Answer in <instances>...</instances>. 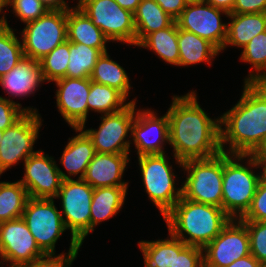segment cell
<instances>
[{
	"label": "cell",
	"instance_id": "obj_1",
	"mask_svg": "<svg viewBox=\"0 0 266 267\" xmlns=\"http://www.w3.org/2000/svg\"><path fill=\"white\" fill-rule=\"evenodd\" d=\"M167 110L169 145L175 165L213 157L221 152L220 116L211 118L198 102L196 90L184 95H173ZM204 109V110H203Z\"/></svg>",
	"mask_w": 266,
	"mask_h": 267
},
{
	"label": "cell",
	"instance_id": "obj_2",
	"mask_svg": "<svg viewBox=\"0 0 266 267\" xmlns=\"http://www.w3.org/2000/svg\"><path fill=\"white\" fill-rule=\"evenodd\" d=\"M220 130L222 152L253 155L259 149L266 139V82H243L240 99L220 115Z\"/></svg>",
	"mask_w": 266,
	"mask_h": 267
},
{
	"label": "cell",
	"instance_id": "obj_3",
	"mask_svg": "<svg viewBox=\"0 0 266 267\" xmlns=\"http://www.w3.org/2000/svg\"><path fill=\"white\" fill-rule=\"evenodd\" d=\"M232 218L221 208L181 197L163 217L167 230L186 245L204 248Z\"/></svg>",
	"mask_w": 266,
	"mask_h": 267
},
{
	"label": "cell",
	"instance_id": "obj_4",
	"mask_svg": "<svg viewBox=\"0 0 266 267\" xmlns=\"http://www.w3.org/2000/svg\"><path fill=\"white\" fill-rule=\"evenodd\" d=\"M261 177L260 163L253 155L223 152L222 209L232 219L247 212Z\"/></svg>",
	"mask_w": 266,
	"mask_h": 267
},
{
	"label": "cell",
	"instance_id": "obj_5",
	"mask_svg": "<svg viewBox=\"0 0 266 267\" xmlns=\"http://www.w3.org/2000/svg\"><path fill=\"white\" fill-rule=\"evenodd\" d=\"M167 154L137 157L142 186L145 188L148 199L158 208L162 218L182 197V185L176 187L178 184L176 181L181 177L175 175V170Z\"/></svg>",
	"mask_w": 266,
	"mask_h": 267
},
{
	"label": "cell",
	"instance_id": "obj_6",
	"mask_svg": "<svg viewBox=\"0 0 266 267\" xmlns=\"http://www.w3.org/2000/svg\"><path fill=\"white\" fill-rule=\"evenodd\" d=\"M182 197L222 208L223 152L183 162Z\"/></svg>",
	"mask_w": 266,
	"mask_h": 267
},
{
	"label": "cell",
	"instance_id": "obj_7",
	"mask_svg": "<svg viewBox=\"0 0 266 267\" xmlns=\"http://www.w3.org/2000/svg\"><path fill=\"white\" fill-rule=\"evenodd\" d=\"M94 189L83 179L62 180L54 198L60 200L64 225L70 231V246H82L90 234V208Z\"/></svg>",
	"mask_w": 266,
	"mask_h": 267
},
{
	"label": "cell",
	"instance_id": "obj_8",
	"mask_svg": "<svg viewBox=\"0 0 266 267\" xmlns=\"http://www.w3.org/2000/svg\"><path fill=\"white\" fill-rule=\"evenodd\" d=\"M19 34L24 56L40 61L67 40V10H49Z\"/></svg>",
	"mask_w": 266,
	"mask_h": 267
},
{
	"label": "cell",
	"instance_id": "obj_9",
	"mask_svg": "<svg viewBox=\"0 0 266 267\" xmlns=\"http://www.w3.org/2000/svg\"><path fill=\"white\" fill-rule=\"evenodd\" d=\"M76 4L110 42L136 47V27L132 12L115 0H76Z\"/></svg>",
	"mask_w": 266,
	"mask_h": 267
},
{
	"label": "cell",
	"instance_id": "obj_10",
	"mask_svg": "<svg viewBox=\"0 0 266 267\" xmlns=\"http://www.w3.org/2000/svg\"><path fill=\"white\" fill-rule=\"evenodd\" d=\"M137 102H130L124 109L100 115L97 129L81 126L91 139L96 153L129 154L131 151L132 123L136 115Z\"/></svg>",
	"mask_w": 266,
	"mask_h": 267
},
{
	"label": "cell",
	"instance_id": "obj_11",
	"mask_svg": "<svg viewBox=\"0 0 266 267\" xmlns=\"http://www.w3.org/2000/svg\"><path fill=\"white\" fill-rule=\"evenodd\" d=\"M22 218L44 254H56V243L67 231L54 199L29 197Z\"/></svg>",
	"mask_w": 266,
	"mask_h": 267
},
{
	"label": "cell",
	"instance_id": "obj_12",
	"mask_svg": "<svg viewBox=\"0 0 266 267\" xmlns=\"http://www.w3.org/2000/svg\"><path fill=\"white\" fill-rule=\"evenodd\" d=\"M43 121L41 114L26 112L4 131L0 142V176L36 152L34 145Z\"/></svg>",
	"mask_w": 266,
	"mask_h": 267
},
{
	"label": "cell",
	"instance_id": "obj_13",
	"mask_svg": "<svg viewBox=\"0 0 266 267\" xmlns=\"http://www.w3.org/2000/svg\"><path fill=\"white\" fill-rule=\"evenodd\" d=\"M223 15L227 18L229 13L211 6L205 0H199L188 2L175 21L179 29L208 40L223 53L227 37V22H223Z\"/></svg>",
	"mask_w": 266,
	"mask_h": 267
},
{
	"label": "cell",
	"instance_id": "obj_14",
	"mask_svg": "<svg viewBox=\"0 0 266 267\" xmlns=\"http://www.w3.org/2000/svg\"><path fill=\"white\" fill-rule=\"evenodd\" d=\"M251 254L246 225L231 219L223 230L203 248L204 267H227Z\"/></svg>",
	"mask_w": 266,
	"mask_h": 267
},
{
	"label": "cell",
	"instance_id": "obj_15",
	"mask_svg": "<svg viewBox=\"0 0 266 267\" xmlns=\"http://www.w3.org/2000/svg\"><path fill=\"white\" fill-rule=\"evenodd\" d=\"M0 255L6 267H20L45 254L21 217L0 223Z\"/></svg>",
	"mask_w": 266,
	"mask_h": 267
},
{
	"label": "cell",
	"instance_id": "obj_16",
	"mask_svg": "<svg viewBox=\"0 0 266 267\" xmlns=\"http://www.w3.org/2000/svg\"><path fill=\"white\" fill-rule=\"evenodd\" d=\"M152 108H136L132 123L131 143L137 157L141 155L165 154L169 143V122L167 113L159 115ZM159 115V116H158Z\"/></svg>",
	"mask_w": 266,
	"mask_h": 267
},
{
	"label": "cell",
	"instance_id": "obj_17",
	"mask_svg": "<svg viewBox=\"0 0 266 267\" xmlns=\"http://www.w3.org/2000/svg\"><path fill=\"white\" fill-rule=\"evenodd\" d=\"M54 156L42 149L36 150L24 162V175L19 179L31 198L54 199L59 192L62 178Z\"/></svg>",
	"mask_w": 266,
	"mask_h": 267
},
{
	"label": "cell",
	"instance_id": "obj_18",
	"mask_svg": "<svg viewBox=\"0 0 266 267\" xmlns=\"http://www.w3.org/2000/svg\"><path fill=\"white\" fill-rule=\"evenodd\" d=\"M55 82L56 107L70 128L85 126L88 120L87 97L90 78L64 77Z\"/></svg>",
	"mask_w": 266,
	"mask_h": 267
},
{
	"label": "cell",
	"instance_id": "obj_19",
	"mask_svg": "<svg viewBox=\"0 0 266 267\" xmlns=\"http://www.w3.org/2000/svg\"><path fill=\"white\" fill-rule=\"evenodd\" d=\"M45 82L40 62L27 56L21 58L13 69L0 77V86L8 95L6 99L20 106L25 112L31 113L39 111L33 106L22 107V104L14 101L13 98L24 99L30 95L34 96Z\"/></svg>",
	"mask_w": 266,
	"mask_h": 267
},
{
	"label": "cell",
	"instance_id": "obj_20",
	"mask_svg": "<svg viewBox=\"0 0 266 267\" xmlns=\"http://www.w3.org/2000/svg\"><path fill=\"white\" fill-rule=\"evenodd\" d=\"M130 154L95 153L83 180L93 189L99 187H129L123 179Z\"/></svg>",
	"mask_w": 266,
	"mask_h": 267
},
{
	"label": "cell",
	"instance_id": "obj_21",
	"mask_svg": "<svg viewBox=\"0 0 266 267\" xmlns=\"http://www.w3.org/2000/svg\"><path fill=\"white\" fill-rule=\"evenodd\" d=\"M72 130L77 135L68 138L67 145H65L59 159L60 164L66 170L65 172L68 173L66 174L58 165L62 180L83 179L88 164L96 153L91 139L81 128H73Z\"/></svg>",
	"mask_w": 266,
	"mask_h": 267
},
{
	"label": "cell",
	"instance_id": "obj_22",
	"mask_svg": "<svg viewBox=\"0 0 266 267\" xmlns=\"http://www.w3.org/2000/svg\"><path fill=\"white\" fill-rule=\"evenodd\" d=\"M67 40L108 52V42L103 32L77 6L67 9Z\"/></svg>",
	"mask_w": 266,
	"mask_h": 267
},
{
	"label": "cell",
	"instance_id": "obj_23",
	"mask_svg": "<svg viewBox=\"0 0 266 267\" xmlns=\"http://www.w3.org/2000/svg\"><path fill=\"white\" fill-rule=\"evenodd\" d=\"M227 37L222 49L236 47L243 49L254 37L266 31V13L229 14Z\"/></svg>",
	"mask_w": 266,
	"mask_h": 267
},
{
	"label": "cell",
	"instance_id": "obj_24",
	"mask_svg": "<svg viewBox=\"0 0 266 267\" xmlns=\"http://www.w3.org/2000/svg\"><path fill=\"white\" fill-rule=\"evenodd\" d=\"M128 187L94 188L90 208V233L104 221L116 216L125 204Z\"/></svg>",
	"mask_w": 266,
	"mask_h": 267
},
{
	"label": "cell",
	"instance_id": "obj_25",
	"mask_svg": "<svg viewBox=\"0 0 266 267\" xmlns=\"http://www.w3.org/2000/svg\"><path fill=\"white\" fill-rule=\"evenodd\" d=\"M179 67L206 63L209 66L220 51L208 40L178 28Z\"/></svg>",
	"mask_w": 266,
	"mask_h": 267
},
{
	"label": "cell",
	"instance_id": "obj_26",
	"mask_svg": "<svg viewBox=\"0 0 266 267\" xmlns=\"http://www.w3.org/2000/svg\"><path fill=\"white\" fill-rule=\"evenodd\" d=\"M136 47L154 52L167 65L179 67L178 26L176 21L167 28L148 34Z\"/></svg>",
	"mask_w": 266,
	"mask_h": 267
},
{
	"label": "cell",
	"instance_id": "obj_27",
	"mask_svg": "<svg viewBox=\"0 0 266 267\" xmlns=\"http://www.w3.org/2000/svg\"><path fill=\"white\" fill-rule=\"evenodd\" d=\"M133 15L136 46L148 34L167 28L175 21L154 0H141Z\"/></svg>",
	"mask_w": 266,
	"mask_h": 267
},
{
	"label": "cell",
	"instance_id": "obj_28",
	"mask_svg": "<svg viewBox=\"0 0 266 267\" xmlns=\"http://www.w3.org/2000/svg\"><path fill=\"white\" fill-rule=\"evenodd\" d=\"M129 74L117 61H114L109 52L102 53L94 66L90 80L116 88L126 98H129L130 91L133 88L130 82Z\"/></svg>",
	"mask_w": 266,
	"mask_h": 267
},
{
	"label": "cell",
	"instance_id": "obj_29",
	"mask_svg": "<svg viewBox=\"0 0 266 267\" xmlns=\"http://www.w3.org/2000/svg\"><path fill=\"white\" fill-rule=\"evenodd\" d=\"M129 100L116 88L107 85L95 83L90 80V91L87 97L88 117L89 113L97 112L101 115L114 113L124 109L130 102L138 101Z\"/></svg>",
	"mask_w": 266,
	"mask_h": 267
},
{
	"label": "cell",
	"instance_id": "obj_30",
	"mask_svg": "<svg viewBox=\"0 0 266 267\" xmlns=\"http://www.w3.org/2000/svg\"><path fill=\"white\" fill-rule=\"evenodd\" d=\"M28 198L19 180L0 181V223L21 218Z\"/></svg>",
	"mask_w": 266,
	"mask_h": 267
},
{
	"label": "cell",
	"instance_id": "obj_31",
	"mask_svg": "<svg viewBox=\"0 0 266 267\" xmlns=\"http://www.w3.org/2000/svg\"><path fill=\"white\" fill-rule=\"evenodd\" d=\"M239 60L251 65L243 82H266V31L251 39L242 49Z\"/></svg>",
	"mask_w": 266,
	"mask_h": 267
},
{
	"label": "cell",
	"instance_id": "obj_32",
	"mask_svg": "<svg viewBox=\"0 0 266 267\" xmlns=\"http://www.w3.org/2000/svg\"><path fill=\"white\" fill-rule=\"evenodd\" d=\"M143 267H171L175 261V237L169 232L165 239L139 240Z\"/></svg>",
	"mask_w": 266,
	"mask_h": 267
},
{
	"label": "cell",
	"instance_id": "obj_33",
	"mask_svg": "<svg viewBox=\"0 0 266 267\" xmlns=\"http://www.w3.org/2000/svg\"><path fill=\"white\" fill-rule=\"evenodd\" d=\"M8 20L0 23V77L13 69L24 57L22 40Z\"/></svg>",
	"mask_w": 266,
	"mask_h": 267
},
{
	"label": "cell",
	"instance_id": "obj_34",
	"mask_svg": "<svg viewBox=\"0 0 266 267\" xmlns=\"http://www.w3.org/2000/svg\"><path fill=\"white\" fill-rule=\"evenodd\" d=\"M69 62L66 70L68 78H90L98 58L102 55L99 49L80 43L69 42Z\"/></svg>",
	"mask_w": 266,
	"mask_h": 267
},
{
	"label": "cell",
	"instance_id": "obj_35",
	"mask_svg": "<svg viewBox=\"0 0 266 267\" xmlns=\"http://www.w3.org/2000/svg\"><path fill=\"white\" fill-rule=\"evenodd\" d=\"M69 54V41L66 40L39 61L46 83L66 77Z\"/></svg>",
	"mask_w": 266,
	"mask_h": 267
},
{
	"label": "cell",
	"instance_id": "obj_36",
	"mask_svg": "<svg viewBox=\"0 0 266 267\" xmlns=\"http://www.w3.org/2000/svg\"><path fill=\"white\" fill-rule=\"evenodd\" d=\"M6 6V11H9L8 6L12 8L10 12L14 13L24 25L37 20L49 11L41 0H6Z\"/></svg>",
	"mask_w": 266,
	"mask_h": 267
},
{
	"label": "cell",
	"instance_id": "obj_37",
	"mask_svg": "<svg viewBox=\"0 0 266 267\" xmlns=\"http://www.w3.org/2000/svg\"><path fill=\"white\" fill-rule=\"evenodd\" d=\"M171 267H204L203 248L186 245L175 237V261Z\"/></svg>",
	"mask_w": 266,
	"mask_h": 267
},
{
	"label": "cell",
	"instance_id": "obj_38",
	"mask_svg": "<svg viewBox=\"0 0 266 267\" xmlns=\"http://www.w3.org/2000/svg\"><path fill=\"white\" fill-rule=\"evenodd\" d=\"M249 234L250 252L261 263H266V222L242 221Z\"/></svg>",
	"mask_w": 266,
	"mask_h": 267
},
{
	"label": "cell",
	"instance_id": "obj_39",
	"mask_svg": "<svg viewBox=\"0 0 266 267\" xmlns=\"http://www.w3.org/2000/svg\"><path fill=\"white\" fill-rule=\"evenodd\" d=\"M82 246H69L68 252H62L60 254H45L34 260L31 263L21 265L20 267H72L73 262L78 256V252L81 251Z\"/></svg>",
	"mask_w": 266,
	"mask_h": 267
},
{
	"label": "cell",
	"instance_id": "obj_40",
	"mask_svg": "<svg viewBox=\"0 0 266 267\" xmlns=\"http://www.w3.org/2000/svg\"><path fill=\"white\" fill-rule=\"evenodd\" d=\"M240 220L266 222V180L263 177L258 183L249 209Z\"/></svg>",
	"mask_w": 266,
	"mask_h": 267
},
{
	"label": "cell",
	"instance_id": "obj_41",
	"mask_svg": "<svg viewBox=\"0 0 266 267\" xmlns=\"http://www.w3.org/2000/svg\"><path fill=\"white\" fill-rule=\"evenodd\" d=\"M26 112L17 104L0 95V129L5 131L17 122Z\"/></svg>",
	"mask_w": 266,
	"mask_h": 267
},
{
	"label": "cell",
	"instance_id": "obj_42",
	"mask_svg": "<svg viewBox=\"0 0 266 267\" xmlns=\"http://www.w3.org/2000/svg\"><path fill=\"white\" fill-rule=\"evenodd\" d=\"M266 13V0H236L230 14Z\"/></svg>",
	"mask_w": 266,
	"mask_h": 267
},
{
	"label": "cell",
	"instance_id": "obj_43",
	"mask_svg": "<svg viewBox=\"0 0 266 267\" xmlns=\"http://www.w3.org/2000/svg\"><path fill=\"white\" fill-rule=\"evenodd\" d=\"M171 18L176 20L186 8V0H154Z\"/></svg>",
	"mask_w": 266,
	"mask_h": 267
},
{
	"label": "cell",
	"instance_id": "obj_44",
	"mask_svg": "<svg viewBox=\"0 0 266 267\" xmlns=\"http://www.w3.org/2000/svg\"><path fill=\"white\" fill-rule=\"evenodd\" d=\"M227 267H262V264L252 255L239 258Z\"/></svg>",
	"mask_w": 266,
	"mask_h": 267
},
{
	"label": "cell",
	"instance_id": "obj_45",
	"mask_svg": "<svg viewBox=\"0 0 266 267\" xmlns=\"http://www.w3.org/2000/svg\"><path fill=\"white\" fill-rule=\"evenodd\" d=\"M211 6L221 9L227 13H231L236 0H205Z\"/></svg>",
	"mask_w": 266,
	"mask_h": 267
},
{
	"label": "cell",
	"instance_id": "obj_46",
	"mask_svg": "<svg viewBox=\"0 0 266 267\" xmlns=\"http://www.w3.org/2000/svg\"><path fill=\"white\" fill-rule=\"evenodd\" d=\"M48 10H67L71 8L67 0H41ZM70 6V7H69Z\"/></svg>",
	"mask_w": 266,
	"mask_h": 267
},
{
	"label": "cell",
	"instance_id": "obj_47",
	"mask_svg": "<svg viewBox=\"0 0 266 267\" xmlns=\"http://www.w3.org/2000/svg\"><path fill=\"white\" fill-rule=\"evenodd\" d=\"M115 2L123 9L134 13L141 0H115Z\"/></svg>",
	"mask_w": 266,
	"mask_h": 267
},
{
	"label": "cell",
	"instance_id": "obj_48",
	"mask_svg": "<svg viewBox=\"0 0 266 267\" xmlns=\"http://www.w3.org/2000/svg\"><path fill=\"white\" fill-rule=\"evenodd\" d=\"M253 156L256 160H266V139Z\"/></svg>",
	"mask_w": 266,
	"mask_h": 267
},
{
	"label": "cell",
	"instance_id": "obj_49",
	"mask_svg": "<svg viewBox=\"0 0 266 267\" xmlns=\"http://www.w3.org/2000/svg\"><path fill=\"white\" fill-rule=\"evenodd\" d=\"M4 8H7L6 0H0V23H2L3 20H7L6 9Z\"/></svg>",
	"mask_w": 266,
	"mask_h": 267
},
{
	"label": "cell",
	"instance_id": "obj_50",
	"mask_svg": "<svg viewBox=\"0 0 266 267\" xmlns=\"http://www.w3.org/2000/svg\"><path fill=\"white\" fill-rule=\"evenodd\" d=\"M260 163L262 177L266 180V160H257Z\"/></svg>",
	"mask_w": 266,
	"mask_h": 267
},
{
	"label": "cell",
	"instance_id": "obj_51",
	"mask_svg": "<svg viewBox=\"0 0 266 267\" xmlns=\"http://www.w3.org/2000/svg\"><path fill=\"white\" fill-rule=\"evenodd\" d=\"M3 134H4V131L0 129V142L2 140Z\"/></svg>",
	"mask_w": 266,
	"mask_h": 267
},
{
	"label": "cell",
	"instance_id": "obj_52",
	"mask_svg": "<svg viewBox=\"0 0 266 267\" xmlns=\"http://www.w3.org/2000/svg\"><path fill=\"white\" fill-rule=\"evenodd\" d=\"M0 267H4L3 262L1 260V255H0Z\"/></svg>",
	"mask_w": 266,
	"mask_h": 267
},
{
	"label": "cell",
	"instance_id": "obj_53",
	"mask_svg": "<svg viewBox=\"0 0 266 267\" xmlns=\"http://www.w3.org/2000/svg\"><path fill=\"white\" fill-rule=\"evenodd\" d=\"M187 2H194V1H199V0H186Z\"/></svg>",
	"mask_w": 266,
	"mask_h": 267
}]
</instances>
